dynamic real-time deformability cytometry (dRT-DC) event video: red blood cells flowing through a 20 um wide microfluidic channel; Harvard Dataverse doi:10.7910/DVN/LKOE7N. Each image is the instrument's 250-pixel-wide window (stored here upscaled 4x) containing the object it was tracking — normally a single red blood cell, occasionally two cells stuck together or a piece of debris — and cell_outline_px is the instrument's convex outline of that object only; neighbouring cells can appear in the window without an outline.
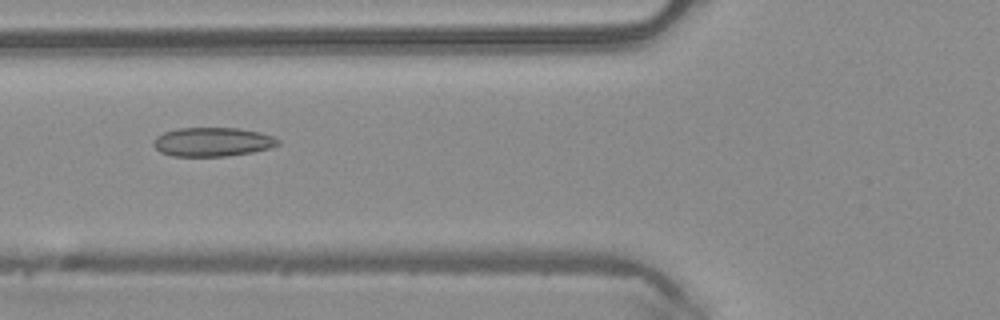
{"species": "common noctule bat (a hibernating species)", "species_latin": "Nyctalus noctula", "temperature_condition": "warm", "stored_images_in_passage": 49, "camera_frame_rate_fps": 3000, "um_per_image_px": 0.085, "animal": {"sex": "male", "body_mass_g": 20.4}, "frame": {"image": 1, "passage_image": 19, "time_ms": 6.0, "image_size_px": [1000, 320], "cell_outline_px": [[280, 144], [268, 148], [252, 152], [228, 156], [172, 156], [160, 152], [152, 144], [152, 140], [156, 136], [164, 132], [176, 128], [240, 128], [260, 132], [272, 136], [280, 140]], "centroid_in_image_um": [18.04, 12.06], "position_along_channel_um": 107.8, "area_um2": 21.15}}
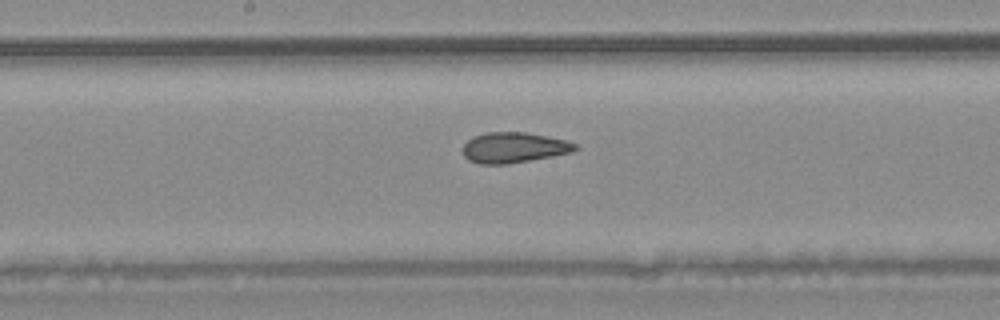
{"frame": {"image": 2, "passage_image": 26, "time_ms": 8.333, "image_size_px": [1000, 320], "cell_outline_px": [[580, 148], [572, 152], [552, 156], [508, 164], [480, 164], [468, 160], [464, 156], [464, 144], [472, 136], [488, 132], [524, 132], [564, 140], [576, 144]], "centroid_in_image_um": [43.66, 12.55], "position_along_channel_um": 204.5, "area_um2": 19.83}}
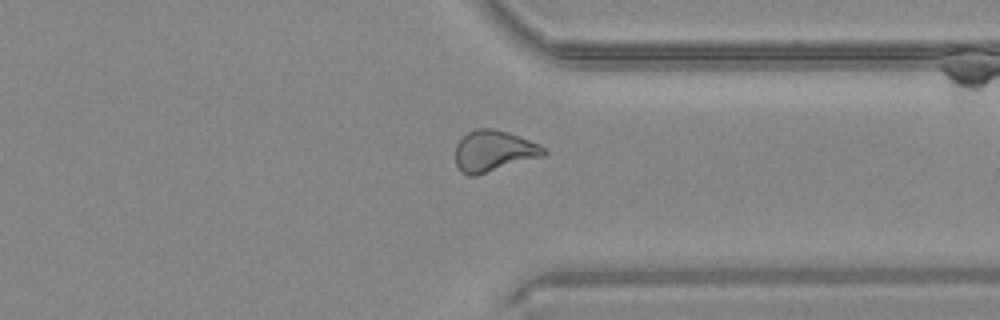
{"frame": {"image": 3, "passage_image": 38, "time_ms": 12.333, "image_size_px": [1000, 320], "cell_outline_px": [[548, 152], [544, 156], [476, 176], [468, 176], [460, 172], [456, 164], [456, 144], [468, 132], [476, 128], [492, 128], [508, 132], [520, 136], [540, 144]], "centroid_in_image_um": [41.97, 12.84], "position_along_channel_um": 369.4, "area_um2": 21.39}, "authors_computed_cell_mechanics": {"area_um2": 21.386, "velocity_mm_per_s": 4.1322, "shape_relaxation_time_tau1_ms": null, "shape_relaxation_time_tau2_ms": 1.6845, "deformation_change_tau1": null, "deformation_change_tau2": 0.0899}}